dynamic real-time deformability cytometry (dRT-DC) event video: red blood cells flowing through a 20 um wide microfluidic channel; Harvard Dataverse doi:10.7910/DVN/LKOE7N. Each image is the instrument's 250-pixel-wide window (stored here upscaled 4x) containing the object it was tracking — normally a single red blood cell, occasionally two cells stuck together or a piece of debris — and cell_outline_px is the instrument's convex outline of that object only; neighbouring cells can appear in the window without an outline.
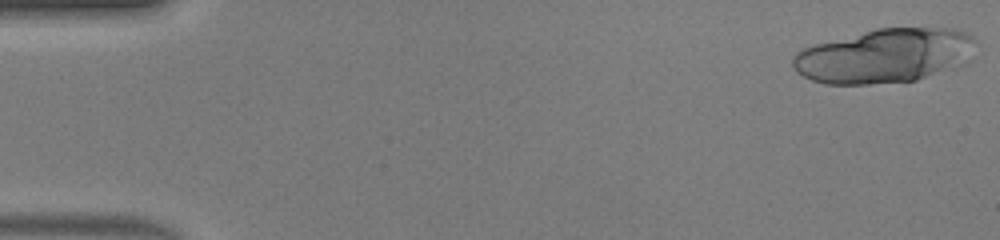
{"species": "human", "species_latin": "Homo sapiens", "temperature_condition": "warm", "stored_images_in_passage": 37, "camera_frame_rate_fps": 3000, "um_per_image_px": 0.085, "donor": {"sex": "male"}, "frame": {"image": 1, "passage_image": 1, "time_ms": 0.0, "image_size_px": [1000, 240], "cell_outline_px": [[976, 40], [968, 64], [916, 80], [868, 84], [824, 84], [812, 80], [796, 72], [792, 68], [792, 56], [800, 48], [812, 44], [876, 28], [956, 28], [968, 32]], "centroid_in_image_um": [75.2, 4.73], "position_along_channel_um": 9.8, "area_um2": 58.61}}
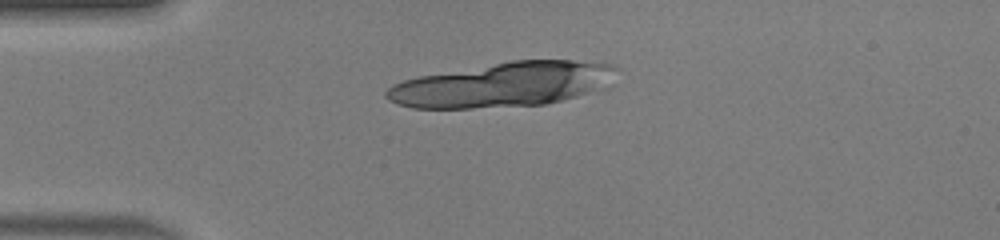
{"frame": {"image": 2, "passage_image": 12, "time_ms": 3.667, "image_size_px": [1000, 240], "cell_outline_px": [[620, 68], [616, 84], [612, 88], [544, 104], [472, 108], [412, 108], [388, 100], [384, 96], [384, 92], [392, 84], [404, 80], [420, 76], [512, 60], [572, 60], [612, 64]], "centroid_in_image_um": [42.9, 7.18], "position_along_channel_um": 42.1, "area_um2": 60.52}}